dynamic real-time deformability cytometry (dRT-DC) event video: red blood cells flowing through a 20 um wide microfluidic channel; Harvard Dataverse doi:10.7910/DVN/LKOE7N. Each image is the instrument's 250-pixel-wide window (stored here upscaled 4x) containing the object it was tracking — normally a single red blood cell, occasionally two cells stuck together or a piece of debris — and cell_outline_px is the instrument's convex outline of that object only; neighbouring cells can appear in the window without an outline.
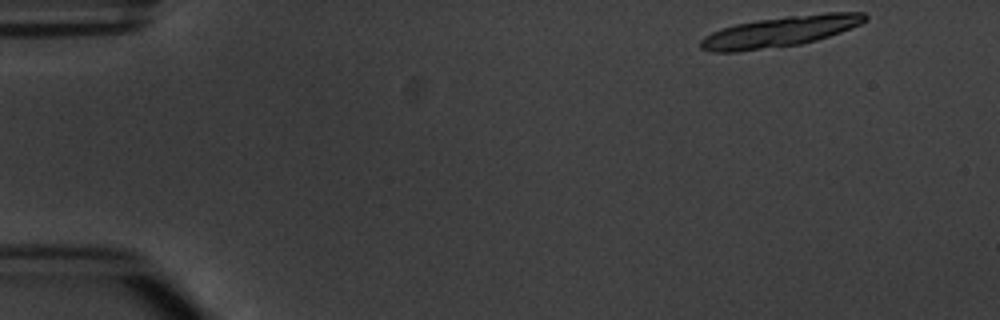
{"species": "common noctule bat (a hibernating species)", "species_latin": "Nyctalus noctula", "temperature_condition": "warm", "stored_images_in_passage": 6, "camera_frame_rate_fps": 3000, "um_per_image_px": 0.085, "animal": {"sex": "male", "body_mass_g": 20.1, "forearm_length_mm": 53.5}, "frame": {"image": 1, "passage_image": 1, "time_ms": 0.0, "image_size_px": [1000, 320], "cell_outline_px": [[868, 20], [860, 24], [840, 32], [816, 40], [800, 44], [736, 52], [712, 52], [700, 48], [700, 40], [704, 36], [712, 32], [736, 24], [756, 20], [788, 16], [828, 12], [864, 12], [868, 16]], "centroid_in_image_um": [66.32, 2.68], "position_along_channel_um": 18.7, "area_um2": 29.13}}